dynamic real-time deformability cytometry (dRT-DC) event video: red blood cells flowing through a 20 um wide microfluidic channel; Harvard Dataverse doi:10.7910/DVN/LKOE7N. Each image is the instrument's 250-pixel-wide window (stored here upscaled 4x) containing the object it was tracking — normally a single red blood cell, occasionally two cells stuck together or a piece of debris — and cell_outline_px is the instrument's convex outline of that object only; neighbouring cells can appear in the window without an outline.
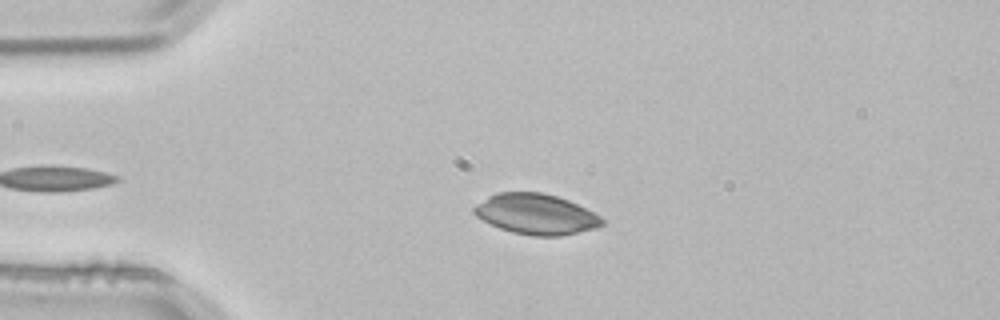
{"species": "common noctule bat (a hibernating species)", "species_latin": "Nyctalus noctula", "temperature_condition": "room temperature", "stored_images_in_passage": 4, "camera_frame_rate_fps": 3000, "um_per_image_px": 0.085, "animal": {"sex": "male", "body_mass_g": 21.5, "forearm_length_mm": 52.0}, "frame": {"image": 1, "passage_image": 3, "time_ms": 0.667, "image_size_px": [1000, 320], "cell_outline_px": [[604, 224], [596, 228], [560, 236], [532, 236], [512, 232], [500, 228], [476, 216], [472, 212], [472, 208], [476, 204], [488, 196], [496, 192], [540, 192], [556, 196], [568, 200], [600, 216], [604, 220]], "centroid_in_image_um": [45.54, 18.2], "position_along_channel_um": 39.5, "area_um2": 30.06}}
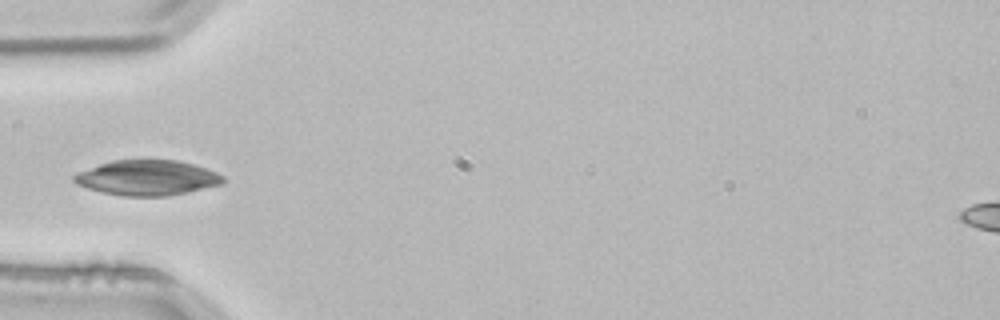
{"frame": {"image": 2, "passage_image": 4, "time_ms": 1.0, "image_size_px": [1000, 320], "cell_outline_px": [[228, 180], [224, 184], [168, 196], [124, 196], [100, 192], [76, 184], [72, 180], [72, 176], [80, 172], [100, 164], [112, 160], [176, 160], [192, 164], [216, 172], [224, 176]], "centroid_in_image_um": [12.54, 15.12], "position_along_channel_um": 72.5, "area_um2": 30.52}}